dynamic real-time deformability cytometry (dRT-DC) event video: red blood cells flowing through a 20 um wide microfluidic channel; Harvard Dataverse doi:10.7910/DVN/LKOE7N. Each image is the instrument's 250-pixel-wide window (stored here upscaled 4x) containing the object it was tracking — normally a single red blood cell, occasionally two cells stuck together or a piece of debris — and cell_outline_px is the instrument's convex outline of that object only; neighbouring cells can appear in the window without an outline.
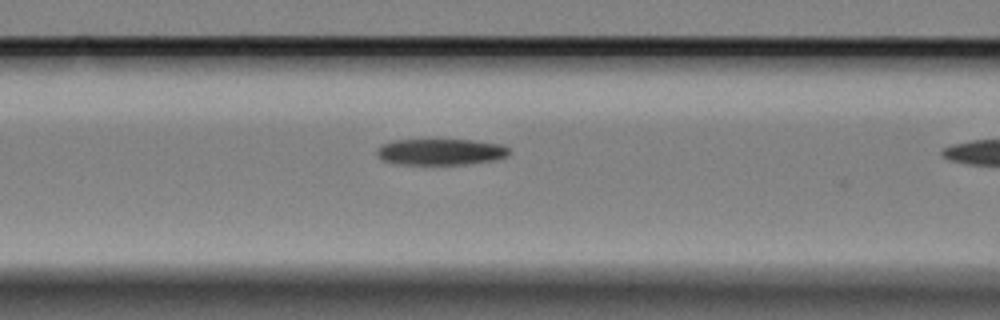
{"species": "Egyptian fruit bat (a non-hibernating species)", "species_latin": "Rousettus aegyptiacus", "temperature_condition": "cold", "stored_images_in_passage": 4, "camera_frame_rate_fps": 3000, "um_per_image_px": 0.085, "animal": {"sex": "female"}, "frame": {"image": 1, "passage_image": 3, "time_ms": 0.667, "image_size_px": [1000, 320], "cell_outline_px": [[512, 152], [508, 156], [496, 160], [468, 164], [396, 164], [384, 160], [376, 156], [376, 148], [392, 140], [472, 140], [500, 144], [508, 148]], "centroid_in_image_um": [37.47, 12.91], "position_along_channel_um": 129.1, "area_um2": 20.35}}